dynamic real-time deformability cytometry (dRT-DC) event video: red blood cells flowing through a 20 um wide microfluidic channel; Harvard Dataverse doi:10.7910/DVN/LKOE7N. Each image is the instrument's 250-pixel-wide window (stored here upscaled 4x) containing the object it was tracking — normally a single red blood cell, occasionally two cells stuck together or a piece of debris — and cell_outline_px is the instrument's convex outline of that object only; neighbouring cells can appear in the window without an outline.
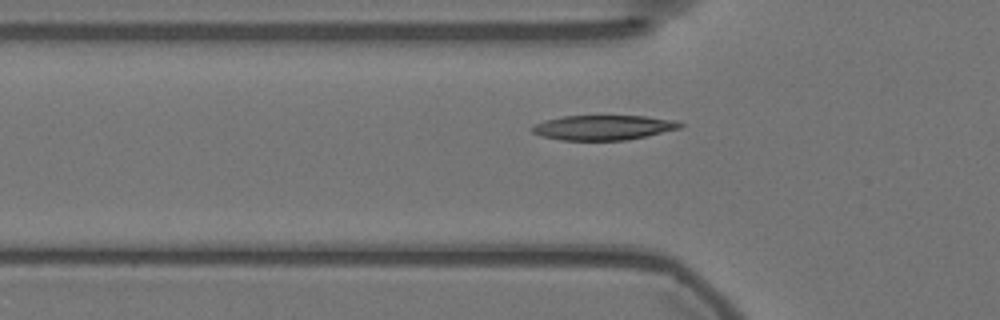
{"species": "Egyptian fruit bat (a non-hibernating species)", "species_latin": "Rousettus aegyptiacus", "temperature_condition": "warm", "stored_images_in_passage": 38, "camera_frame_rate_fps": 3000, "um_per_image_px": 0.085, "animal": {"sex": "female"}, "frame": {"image": 1, "passage_image": 13, "time_ms": 4.0, "image_size_px": [1000, 320], "cell_outline_px": [[684, 124], [680, 128], [628, 140], [560, 140], [544, 136], [532, 132], [532, 128], [536, 124], [544, 120], [564, 116], [644, 116], [676, 120]], "centroid_in_image_um": [51.31, 10.84], "position_along_channel_um": 74.5, "area_um2": 21.21}}
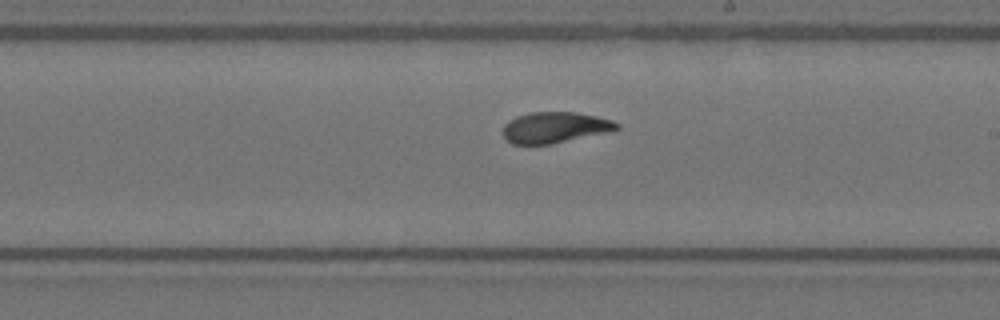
{"frame": {"image": 2, "passage_image": 27, "time_ms": 8.667, "image_size_px": [1000, 320], "cell_outline_px": [[620, 128], [612, 132], [552, 144], [512, 144], [504, 140], [500, 132], [504, 124], [508, 120], [516, 116], [532, 112], [576, 112], [596, 116], [612, 120], [620, 124]], "centroid_in_image_um": [47.15, 10.84], "position_along_channel_um": 241.9, "area_um2": 21.1}}
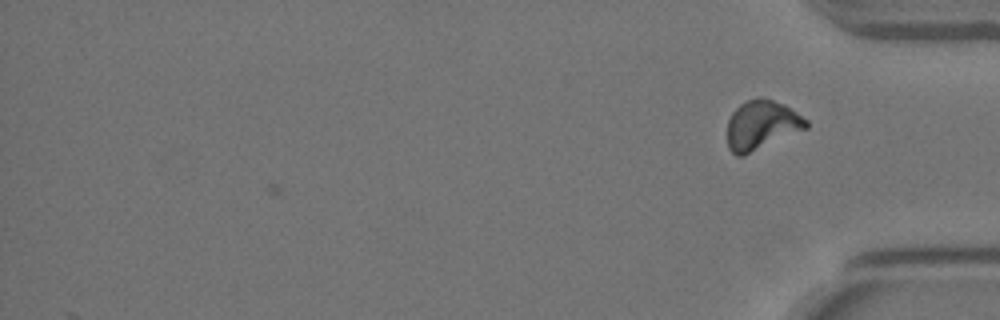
{"frame": {"image": 3, "passage_image": 38, "time_ms": 12.333, "image_size_px": [1000, 320], "cell_outline_px": [[808, 128], [744, 156], [736, 156], [728, 148], [728, 120], [732, 112], [740, 104], [748, 100], [760, 96], [784, 104], [808, 120]], "centroid_in_image_um": [64.74, 10.64], "position_along_channel_um": 370.5, "area_um2": 22.72}, "authors_computed_cell_mechanics": {"area_um2": 21.1837, "velocity_mm_per_s": 3.567, "shape_relaxation_time_tau1_ms": 2.944, "shape_relaxation_time_tau2_ms": 1.5573, "deformation_change_tau1": 0.1623, "deformation_change_tau2": 0.0555}}